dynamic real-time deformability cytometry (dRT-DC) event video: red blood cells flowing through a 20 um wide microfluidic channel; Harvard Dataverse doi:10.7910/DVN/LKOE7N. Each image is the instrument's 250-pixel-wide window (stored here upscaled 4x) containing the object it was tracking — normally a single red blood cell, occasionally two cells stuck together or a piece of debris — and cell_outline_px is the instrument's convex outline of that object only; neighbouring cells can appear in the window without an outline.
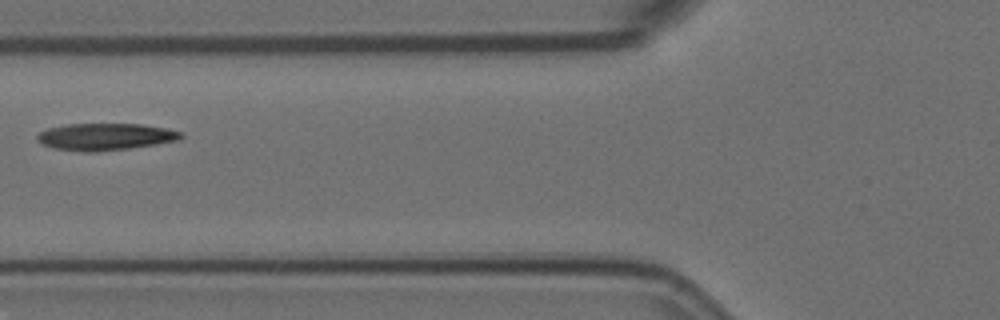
{"species": "Egyptian fruit bat (a non-hibernating species)", "species_latin": "Rousettus aegyptiacus", "temperature_condition": "room temperature", "stored_images_in_passage": 11, "camera_frame_rate_fps": 3000, "um_per_image_px": 0.085, "animal": {"sex": "female"}, "frame": {"image": 1, "passage_image": 4, "time_ms": 1.0, "image_size_px": [1000, 320], "cell_outline_px": [[184, 136], [180, 140], [156, 144], [128, 148], [96, 152], [84, 152], [56, 148], [40, 144], [36, 140], [36, 136], [40, 132], [48, 128], [64, 124], [140, 124], [168, 128], [184, 132]], "centroid_in_image_um": [8.97, 11.62], "position_along_channel_um": 116.8, "area_um2": 22.77}}
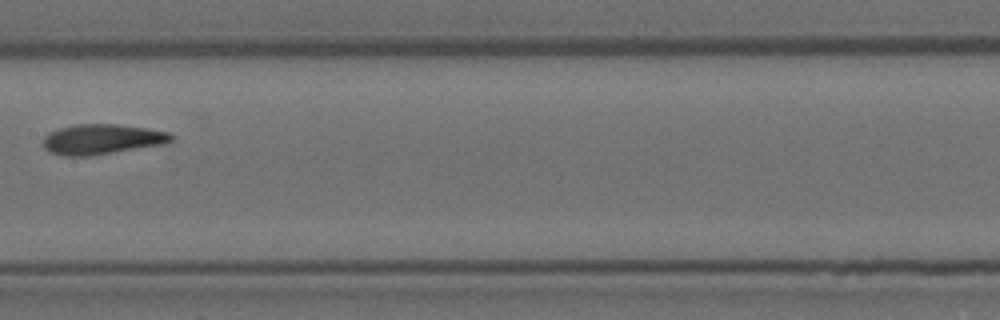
{"frame": {"image": 2, "passage_image": 6, "time_ms": 1.667, "image_size_px": [1000, 320], "cell_outline_px": [[176, 136], [168, 144], [88, 156], [64, 156], [48, 152], [44, 148], [44, 136], [48, 132], [60, 128], [76, 124], [116, 124], [144, 128], [168, 132]], "centroid_in_image_um": [8.68, 11.84], "position_along_channel_um": 198.7, "area_um2": 22.66}}
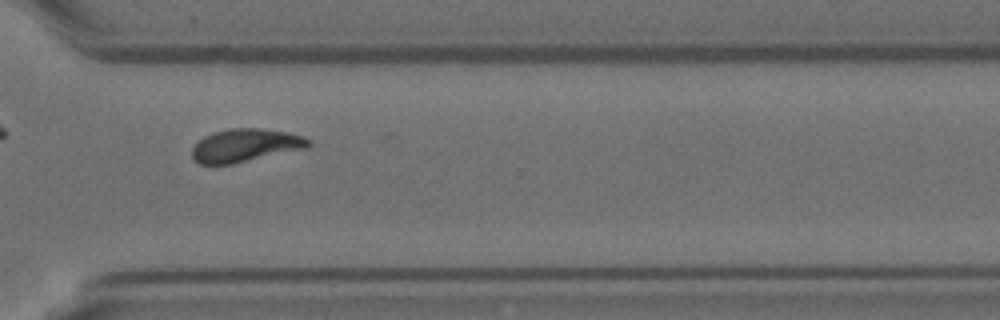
{"frame": {"image": 3, "passage_image": 10, "time_ms": 3.0, "image_size_px": [1000, 320], "cell_outline_px": [[312, 144], [308, 148], [232, 164], [200, 164], [192, 156], [192, 148], [204, 136], [212, 132], [228, 128], [260, 128], [288, 132], [304, 136], [312, 140]], "centroid_in_image_um": [20.91, 12.34], "position_along_channel_um": 349.7, "area_um2": 22.6}}